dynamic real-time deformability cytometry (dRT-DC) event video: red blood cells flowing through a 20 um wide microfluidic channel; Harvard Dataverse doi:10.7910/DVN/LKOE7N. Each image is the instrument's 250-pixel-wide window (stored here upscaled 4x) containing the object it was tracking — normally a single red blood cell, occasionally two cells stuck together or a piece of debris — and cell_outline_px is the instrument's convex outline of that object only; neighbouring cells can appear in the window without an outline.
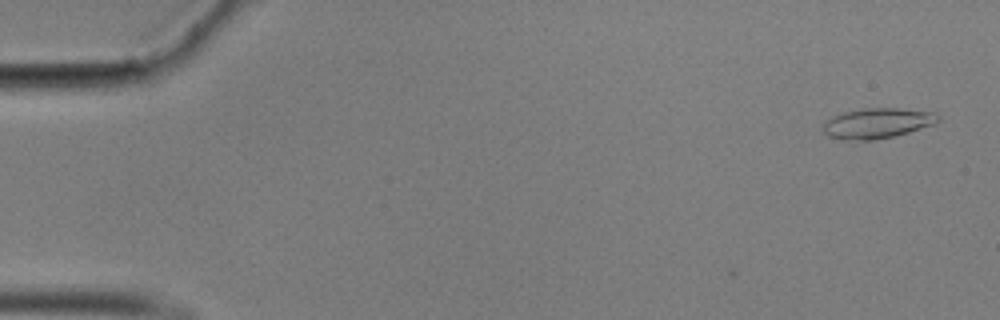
{"species": "common noctule bat (a hibernating species)", "species_latin": "Nyctalus noctula", "temperature_condition": "cold", "stored_images_in_passage": 6, "camera_frame_rate_fps": 3000, "um_per_image_px": 0.085, "animal": {"sex": "male", "body_mass_g": 17.9}, "frame": {"image": 1, "passage_image": 2, "time_ms": 0.333, "image_size_px": [1000, 320], "cell_outline_px": [[940, 120], [932, 124], [908, 132], [892, 136], [872, 140], [840, 140], [828, 136], [824, 132], [824, 124], [832, 116], [844, 112], [860, 108], [900, 108], [936, 112], [940, 116]], "centroid_in_image_um": [74.56, 10.46], "position_along_channel_um": 10.4, "area_um2": 20.23}}